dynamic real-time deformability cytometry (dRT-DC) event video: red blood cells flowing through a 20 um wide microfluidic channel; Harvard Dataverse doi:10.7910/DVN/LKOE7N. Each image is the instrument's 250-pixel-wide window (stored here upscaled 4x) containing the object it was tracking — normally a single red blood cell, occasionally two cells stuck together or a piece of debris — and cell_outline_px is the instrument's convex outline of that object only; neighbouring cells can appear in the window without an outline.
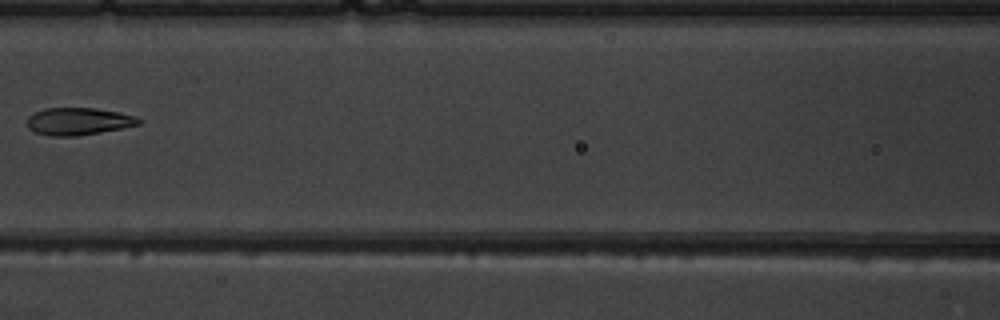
{"species": "common noctule bat (a hibernating species)", "species_latin": "Nyctalus noctula", "temperature_condition": "warm", "stored_images_in_passage": 8, "camera_frame_rate_fps": 3000, "um_per_image_px": 0.085, "animal": {"sex": "male", "body_mass_g": 19.5, "forearm_length_mm": 54.6}, "frame": {"image": 1, "passage_image": 7, "time_ms": 8.0, "image_size_px": [1000, 320], "cell_outline_px": [[144, 120], [140, 124], [100, 132], [76, 136], [52, 136], [32, 132], [28, 128], [28, 116], [44, 108], [96, 108], [116, 112], [132, 116]], "centroid_in_image_um": [6.62, 10.32], "position_along_channel_um": 160.0, "area_um2": 17.63}}
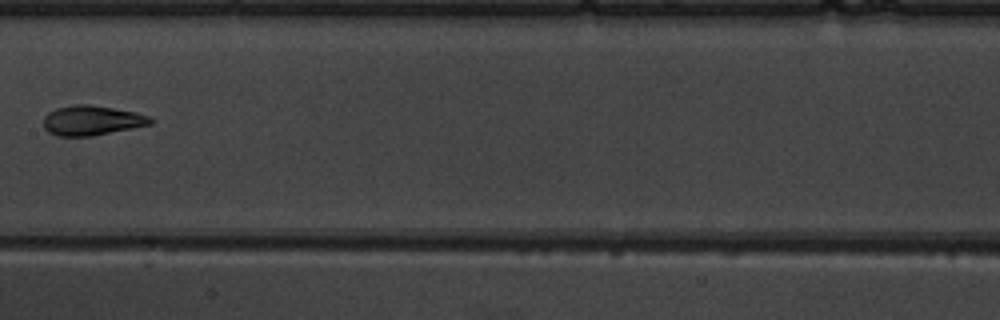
{"frame": {"image": 2, "passage_image": 8, "time_ms": 9.0, "image_size_px": [1000, 320], "cell_outline_px": [[156, 120], [152, 124], [92, 136], [56, 136], [48, 132], [44, 128], [44, 116], [48, 112], [56, 108], [72, 104], [92, 104], [136, 112], [148, 116]], "centroid_in_image_um": [7.8, 10.23], "position_along_channel_um": 199.6, "area_um2": 18.79}}